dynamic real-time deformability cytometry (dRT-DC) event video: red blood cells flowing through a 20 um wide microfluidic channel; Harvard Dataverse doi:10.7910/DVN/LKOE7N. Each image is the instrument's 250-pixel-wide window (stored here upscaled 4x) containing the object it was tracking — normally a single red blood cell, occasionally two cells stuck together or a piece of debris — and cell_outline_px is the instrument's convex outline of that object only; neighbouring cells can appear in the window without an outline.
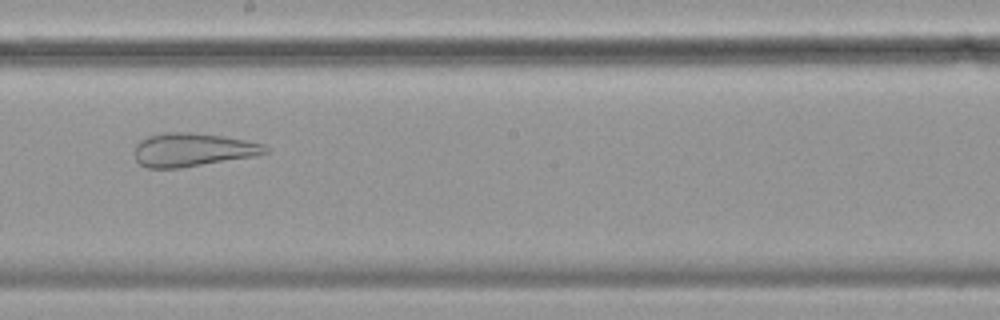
{"species": "common noctule bat (a hibernating species)", "species_latin": "Nyctalus noctula", "temperature_condition": "cold", "stored_images_in_passage": 57, "camera_frame_rate_fps": 3000, "um_per_image_px": 0.085, "animal": {"sex": "female", "body_mass_g": 19.9}, "frame": {"image": 1, "passage_image": 32, "time_ms": 10.333, "image_size_px": [1000, 320], "cell_outline_px": [[268, 152], [256, 156], [180, 168], [148, 168], [140, 164], [136, 160], [136, 144], [140, 140], [148, 136], [164, 132], [188, 132], [224, 136], [264, 144], [268, 148]], "centroid_in_image_um": [16.38, 12.73], "position_along_channel_um": 231.8, "area_um2": 25.43}}
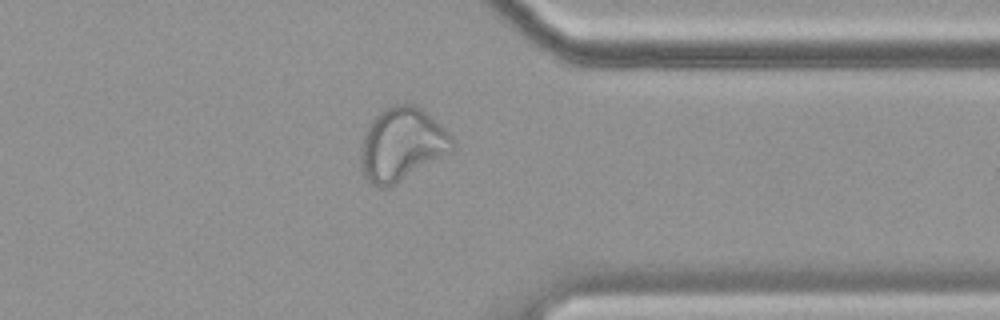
{"frame": {"image": 2, "passage_image": 45, "time_ms": 14.667, "image_size_px": [1000, 320], "cell_outline_px": [[456, 144], [452, 152], [388, 188], [380, 188], [372, 184], [364, 176], [360, 168], [360, 148], [368, 124], [380, 112], [392, 104], [412, 104], [420, 108], [440, 124], [452, 136]], "centroid_in_image_um": [34.15, 12.29], "position_along_channel_um": 377.2, "area_um2": 39.19}}
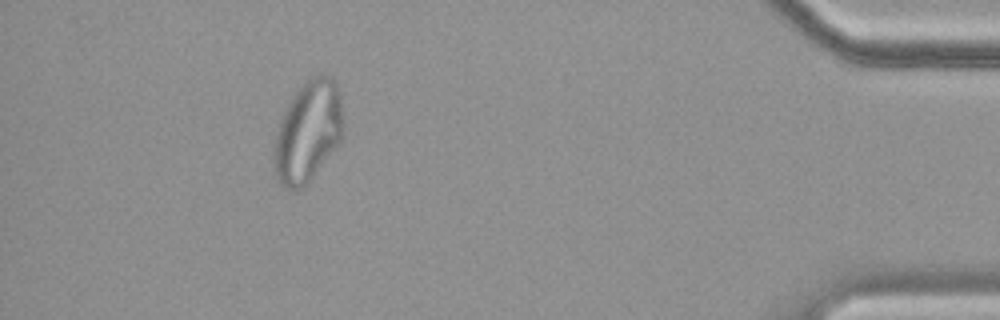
{"frame": {"image": 3, "passage_image": 52, "time_ms": 17.0, "image_size_px": [1000, 320], "cell_outline_px": [[344, 136], [308, 184], [304, 188], [296, 192], [292, 192], [284, 188], [276, 180], [272, 168], [272, 152], [276, 132], [280, 120], [288, 104], [296, 92], [312, 76], [320, 72], [324, 72], [332, 76], [336, 80], [340, 96], [344, 116]], "centroid_in_image_um": [26.17, 11.24], "position_along_channel_um": 409.0, "area_um2": 42.08}}